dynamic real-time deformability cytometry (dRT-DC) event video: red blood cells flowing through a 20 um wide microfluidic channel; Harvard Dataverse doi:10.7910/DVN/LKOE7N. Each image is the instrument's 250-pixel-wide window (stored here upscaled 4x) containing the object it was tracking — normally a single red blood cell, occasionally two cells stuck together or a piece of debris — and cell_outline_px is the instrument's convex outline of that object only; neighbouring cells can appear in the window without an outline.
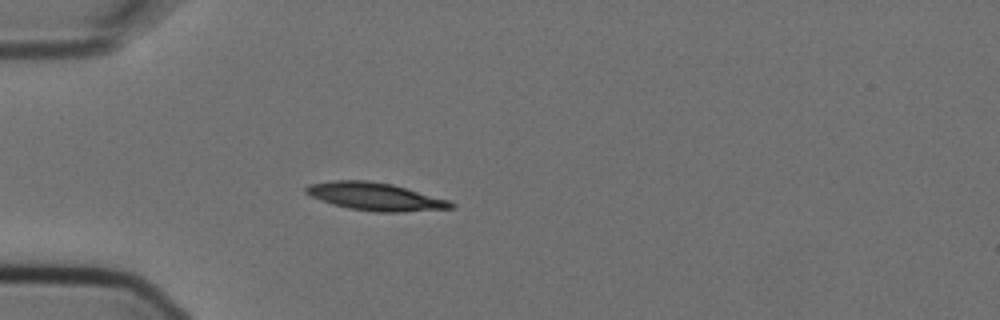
{"species": "Egyptian fruit bat (a non-hibernating species)", "species_latin": "Rousettus aegyptiacus", "temperature_condition": "cold", "stored_images_in_passage": 1, "camera_frame_rate_fps": 3000, "um_per_image_px": 0.085, "animal": {"sex": "female"}, "frame": {"image": 1, "passage_image": 1, "time_ms": 0.0, "image_size_px": [1000, 320], "cell_outline_px": [[456, 208], [400, 212], [376, 212], [348, 208], [332, 204], [320, 200], [304, 192], [304, 188], [308, 184], [332, 180], [368, 180], [392, 184], [448, 200], [456, 204]], "centroid_in_image_um": [31.88, 16.7], "position_along_channel_um": 53.1, "area_um2": 23.52}}